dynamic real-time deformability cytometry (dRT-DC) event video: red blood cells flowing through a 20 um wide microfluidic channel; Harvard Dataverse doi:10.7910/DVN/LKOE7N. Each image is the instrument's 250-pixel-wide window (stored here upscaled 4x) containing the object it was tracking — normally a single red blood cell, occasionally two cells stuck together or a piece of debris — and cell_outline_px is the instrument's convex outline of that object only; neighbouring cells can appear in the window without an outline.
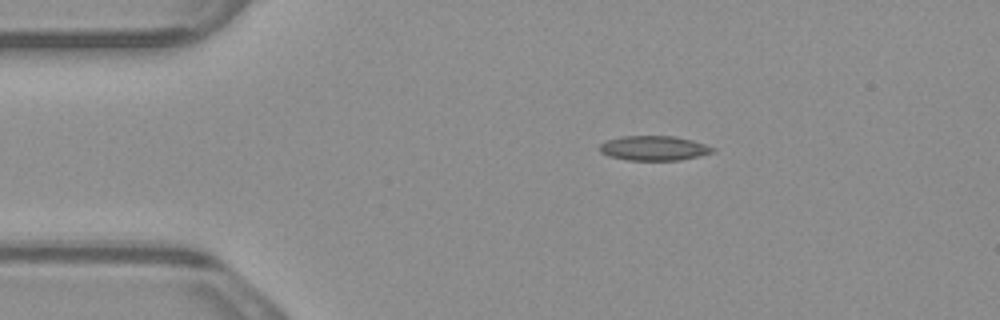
{"species": "common noctule bat (a hibernating species)", "species_latin": "Nyctalus noctula", "temperature_condition": "warm", "stored_images_in_passage": 2, "camera_frame_rate_fps": 3000, "um_per_image_px": 0.085, "animal": {"sex": "male", "body_mass_g": 23.1, "forearm_length_mm": 52.7}, "frame": {"image": 1, "passage_image": 1, "time_ms": 0.0, "image_size_px": [1000, 320], "cell_outline_px": [[716, 152], [700, 156], [680, 160], [628, 160], [608, 156], [600, 152], [600, 144], [608, 140], [620, 136], [676, 136], [692, 140], [716, 148]], "centroid_in_image_um": [55.62, 12.59], "position_along_channel_um": 29.4, "area_um2": 16.36}}